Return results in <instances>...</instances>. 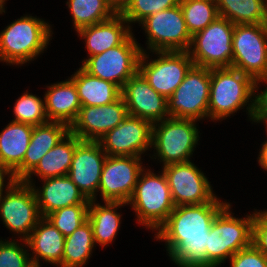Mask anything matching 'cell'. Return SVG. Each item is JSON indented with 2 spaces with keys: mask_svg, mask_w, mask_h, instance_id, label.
Masks as SVG:
<instances>
[{
  "mask_svg": "<svg viewBox=\"0 0 267 267\" xmlns=\"http://www.w3.org/2000/svg\"><path fill=\"white\" fill-rule=\"evenodd\" d=\"M15 240H0V267H29L32 265L28 250Z\"/></svg>",
  "mask_w": 267,
  "mask_h": 267,
  "instance_id": "36",
  "label": "cell"
},
{
  "mask_svg": "<svg viewBox=\"0 0 267 267\" xmlns=\"http://www.w3.org/2000/svg\"><path fill=\"white\" fill-rule=\"evenodd\" d=\"M234 26L228 19L219 16L205 29L195 33L188 49L194 65L207 68L231 67Z\"/></svg>",
  "mask_w": 267,
  "mask_h": 267,
  "instance_id": "7",
  "label": "cell"
},
{
  "mask_svg": "<svg viewBox=\"0 0 267 267\" xmlns=\"http://www.w3.org/2000/svg\"><path fill=\"white\" fill-rule=\"evenodd\" d=\"M70 127L61 122L49 121L33 127L23 162L11 173L13 180H24L38 165L41 158L68 133Z\"/></svg>",
  "mask_w": 267,
  "mask_h": 267,
  "instance_id": "20",
  "label": "cell"
},
{
  "mask_svg": "<svg viewBox=\"0 0 267 267\" xmlns=\"http://www.w3.org/2000/svg\"><path fill=\"white\" fill-rule=\"evenodd\" d=\"M7 174H8L9 179H12L11 174L5 168L0 166V195L2 194V192H4L3 191L4 186H5V184H4L5 177L4 176H6Z\"/></svg>",
  "mask_w": 267,
  "mask_h": 267,
  "instance_id": "41",
  "label": "cell"
},
{
  "mask_svg": "<svg viewBox=\"0 0 267 267\" xmlns=\"http://www.w3.org/2000/svg\"><path fill=\"white\" fill-rule=\"evenodd\" d=\"M144 49L131 35L123 44L83 60L82 68L94 77L112 82L121 89L138 72Z\"/></svg>",
  "mask_w": 267,
  "mask_h": 267,
  "instance_id": "8",
  "label": "cell"
},
{
  "mask_svg": "<svg viewBox=\"0 0 267 267\" xmlns=\"http://www.w3.org/2000/svg\"><path fill=\"white\" fill-rule=\"evenodd\" d=\"M128 115L123 97L100 106H82L70 132L82 141L98 142Z\"/></svg>",
  "mask_w": 267,
  "mask_h": 267,
  "instance_id": "17",
  "label": "cell"
},
{
  "mask_svg": "<svg viewBox=\"0 0 267 267\" xmlns=\"http://www.w3.org/2000/svg\"><path fill=\"white\" fill-rule=\"evenodd\" d=\"M51 32L42 19L21 16L0 32V61L22 65L35 59L47 47Z\"/></svg>",
  "mask_w": 267,
  "mask_h": 267,
  "instance_id": "3",
  "label": "cell"
},
{
  "mask_svg": "<svg viewBox=\"0 0 267 267\" xmlns=\"http://www.w3.org/2000/svg\"><path fill=\"white\" fill-rule=\"evenodd\" d=\"M77 90L82 106H102L121 97V88L116 84L94 77L82 67L70 78Z\"/></svg>",
  "mask_w": 267,
  "mask_h": 267,
  "instance_id": "27",
  "label": "cell"
},
{
  "mask_svg": "<svg viewBox=\"0 0 267 267\" xmlns=\"http://www.w3.org/2000/svg\"><path fill=\"white\" fill-rule=\"evenodd\" d=\"M106 157L99 142L81 141L75 147L68 176L90 201H96L95 197Z\"/></svg>",
  "mask_w": 267,
  "mask_h": 267,
  "instance_id": "18",
  "label": "cell"
},
{
  "mask_svg": "<svg viewBox=\"0 0 267 267\" xmlns=\"http://www.w3.org/2000/svg\"><path fill=\"white\" fill-rule=\"evenodd\" d=\"M15 118L12 121L32 126L49 122L45 110V101L39 97L25 92L14 105Z\"/></svg>",
  "mask_w": 267,
  "mask_h": 267,
  "instance_id": "34",
  "label": "cell"
},
{
  "mask_svg": "<svg viewBox=\"0 0 267 267\" xmlns=\"http://www.w3.org/2000/svg\"><path fill=\"white\" fill-rule=\"evenodd\" d=\"M175 206L200 205L216 196L206 176L191 161L163 166Z\"/></svg>",
  "mask_w": 267,
  "mask_h": 267,
  "instance_id": "14",
  "label": "cell"
},
{
  "mask_svg": "<svg viewBox=\"0 0 267 267\" xmlns=\"http://www.w3.org/2000/svg\"><path fill=\"white\" fill-rule=\"evenodd\" d=\"M157 59L146 62L149 58L141 53L138 72L148 84L163 97L168 99L183 82L187 72L194 65L188 51H155Z\"/></svg>",
  "mask_w": 267,
  "mask_h": 267,
  "instance_id": "12",
  "label": "cell"
},
{
  "mask_svg": "<svg viewBox=\"0 0 267 267\" xmlns=\"http://www.w3.org/2000/svg\"><path fill=\"white\" fill-rule=\"evenodd\" d=\"M141 163V157H106L98 188V192L100 191L104 202L127 203L129 201L137 184L139 174L144 169Z\"/></svg>",
  "mask_w": 267,
  "mask_h": 267,
  "instance_id": "15",
  "label": "cell"
},
{
  "mask_svg": "<svg viewBox=\"0 0 267 267\" xmlns=\"http://www.w3.org/2000/svg\"><path fill=\"white\" fill-rule=\"evenodd\" d=\"M42 189L33 187L42 217L60 208L76 204H89L88 200L68 175L43 179Z\"/></svg>",
  "mask_w": 267,
  "mask_h": 267,
  "instance_id": "21",
  "label": "cell"
},
{
  "mask_svg": "<svg viewBox=\"0 0 267 267\" xmlns=\"http://www.w3.org/2000/svg\"><path fill=\"white\" fill-rule=\"evenodd\" d=\"M259 81L263 83H267V76H262L259 79L255 80L254 82V91H257L259 88H257ZM267 85V84H266ZM254 109H253V115L251 120L254 122H263L265 125L267 124V87L264 89V91L259 93L257 96L254 95ZM267 127V125H266Z\"/></svg>",
  "mask_w": 267,
  "mask_h": 267,
  "instance_id": "39",
  "label": "cell"
},
{
  "mask_svg": "<svg viewBox=\"0 0 267 267\" xmlns=\"http://www.w3.org/2000/svg\"><path fill=\"white\" fill-rule=\"evenodd\" d=\"M66 4L70 9L76 31L104 22L118 13L107 0H69Z\"/></svg>",
  "mask_w": 267,
  "mask_h": 267,
  "instance_id": "31",
  "label": "cell"
},
{
  "mask_svg": "<svg viewBox=\"0 0 267 267\" xmlns=\"http://www.w3.org/2000/svg\"><path fill=\"white\" fill-rule=\"evenodd\" d=\"M76 135L69 132L57 145L50 149L40 160L35 169L23 180L31 185V175L36 174L42 180L68 175L75 147L81 142Z\"/></svg>",
  "mask_w": 267,
  "mask_h": 267,
  "instance_id": "25",
  "label": "cell"
},
{
  "mask_svg": "<svg viewBox=\"0 0 267 267\" xmlns=\"http://www.w3.org/2000/svg\"><path fill=\"white\" fill-rule=\"evenodd\" d=\"M219 16L238 24H267V0H215Z\"/></svg>",
  "mask_w": 267,
  "mask_h": 267,
  "instance_id": "29",
  "label": "cell"
},
{
  "mask_svg": "<svg viewBox=\"0 0 267 267\" xmlns=\"http://www.w3.org/2000/svg\"><path fill=\"white\" fill-rule=\"evenodd\" d=\"M118 12L122 5V0H107Z\"/></svg>",
  "mask_w": 267,
  "mask_h": 267,
  "instance_id": "42",
  "label": "cell"
},
{
  "mask_svg": "<svg viewBox=\"0 0 267 267\" xmlns=\"http://www.w3.org/2000/svg\"><path fill=\"white\" fill-rule=\"evenodd\" d=\"M105 206L91 200L88 207V217L92 230L95 245L105 246L116 237L120 227L121 215L116 212L117 208L127 204L125 202L105 201Z\"/></svg>",
  "mask_w": 267,
  "mask_h": 267,
  "instance_id": "28",
  "label": "cell"
},
{
  "mask_svg": "<svg viewBox=\"0 0 267 267\" xmlns=\"http://www.w3.org/2000/svg\"><path fill=\"white\" fill-rule=\"evenodd\" d=\"M127 113L156 123L169 117L167 99L156 92L137 72L121 89Z\"/></svg>",
  "mask_w": 267,
  "mask_h": 267,
  "instance_id": "19",
  "label": "cell"
},
{
  "mask_svg": "<svg viewBox=\"0 0 267 267\" xmlns=\"http://www.w3.org/2000/svg\"><path fill=\"white\" fill-rule=\"evenodd\" d=\"M94 245L92 226L87 219L71 235L65 237L62 267H83Z\"/></svg>",
  "mask_w": 267,
  "mask_h": 267,
  "instance_id": "30",
  "label": "cell"
},
{
  "mask_svg": "<svg viewBox=\"0 0 267 267\" xmlns=\"http://www.w3.org/2000/svg\"><path fill=\"white\" fill-rule=\"evenodd\" d=\"M232 47V68L254 81L267 76V24L235 25Z\"/></svg>",
  "mask_w": 267,
  "mask_h": 267,
  "instance_id": "10",
  "label": "cell"
},
{
  "mask_svg": "<svg viewBox=\"0 0 267 267\" xmlns=\"http://www.w3.org/2000/svg\"><path fill=\"white\" fill-rule=\"evenodd\" d=\"M180 0H122L119 13L130 23L140 22L146 17L179 5Z\"/></svg>",
  "mask_w": 267,
  "mask_h": 267,
  "instance_id": "33",
  "label": "cell"
},
{
  "mask_svg": "<svg viewBox=\"0 0 267 267\" xmlns=\"http://www.w3.org/2000/svg\"><path fill=\"white\" fill-rule=\"evenodd\" d=\"M140 23L148 36L147 44L151 52L188 51L192 36L180 5L156 12Z\"/></svg>",
  "mask_w": 267,
  "mask_h": 267,
  "instance_id": "13",
  "label": "cell"
},
{
  "mask_svg": "<svg viewBox=\"0 0 267 267\" xmlns=\"http://www.w3.org/2000/svg\"><path fill=\"white\" fill-rule=\"evenodd\" d=\"M33 127L11 121L0 133V166L10 174L23 162Z\"/></svg>",
  "mask_w": 267,
  "mask_h": 267,
  "instance_id": "26",
  "label": "cell"
},
{
  "mask_svg": "<svg viewBox=\"0 0 267 267\" xmlns=\"http://www.w3.org/2000/svg\"><path fill=\"white\" fill-rule=\"evenodd\" d=\"M143 171L127 204H132L140 224L157 231L176 206L164 172L156 175L150 170Z\"/></svg>",
  "mask_w": 267,
  "mask_h": 267,
  "instance_id": "5",
  "label": "cell"
},
{
  "mask_svg": "<svg viewBox=\"0 0 267 267\" xmlns=\"http://www.w3.org/2000/svg\"><path fill=\"white\" fill-rule=\"evenodd\" d=\"M8 180L6 195H0V216L5 227L26 240L42 216L33 187L23 180Z\"/></svg>",
  "mask_w": 267,
  "mask_h": 267,
  "instance_id": "9",
  "label": "cell"
},
{
  "mask_svg": "<svg viewBox=\"0 0 267 267\" xmlns=\"http://www.w3.org/2000/svg\"><path fill=\"white\" fill-rule=\"evenodd\" d=\"M89 204H76L55 210L46 218L66 237L87 220Z\"/></svg>",
  "mask_w": 267,
  "mask_h": 267,
  "instance_id": "35",
  "label": "cell"
},
{
  "mask_svg": "<svg viewBox=\"0 0 267 267\" xmlns=\"http://www.w3.org/2000/svg\"><path fill=\"white\" fill-rule=\"evenodd\" d=\"M125 18L118 12L112 18L77 31L81 38H85L89 57L123 44L133 33Z\"/></svg>",
  "mask_w": 267,
  "mask_h": 267,
  "instance_id": "22",
  "label": "cell"
},
{
  "mask_svg": "<svg viewBox=\"0 0 267 267\" xmlns=\"http://www.w3.org/2000/svg\"><path fill=\"white\" fill-rule=\"evenodd\" d=\"M25 245L31 249L32 264L39 265V258L45 262L62 267L65 236L46 218L42 217L26 240Z\"/></svg>",
  "mask_w": 267,
  "mask_h": 267,
  "instance_id": "23",
  "label": "cell"
},
{
  "mask_svg": "<svg viewBox=\"0 0 267 267\" xmlns=\"http://www.w3.org/2000/svg\"><path fill=\"white\" fill-rule=\"evenodd\" d=\"M259 213L267 220V211L266 210L263 212L261 210V211H259Z\"/></svg>",
  "mask_w": 267,
  "mask_h": 267,
  "instance_id": "44",
  "label": "cell"
},
{
  "mask_svg": "<svg viewBox=\"0 0 267 267\" xmlns=\"http://www.w3.org/2000/svg\"><path fill=\"white\" fill-rule=\"evenodd\" d=\"M29 267H40V265L32 264Z\"/></svg>",
  "mask_w": 267,
  "mask_h": 267,
  "instance_id": "45",
  "label": "cell"
},
{
  "mask_svg": "<svg viewBox=\"0 0 267 267\" xmlns=\"http://www.w3.org/2000/svg\"><path fill=\"white\" fill-rule=\"evenodd\" d=\"M5 1L6 0H0V13L2 14L3 12L5 13V10H4V4H5Z\"/></svg>",
  "mask_w": 267,
  "mask_h": 267,
  "instance_id": "43",
  "label": "cell"
},
{
  "mask_svg": "<svg viewBox=\"0 0 267 267\" xmlns=\"http://www.w3.org/2000/svg\"><path fill=\"white\" fill-rule=\"evenodd\" d=\"M252 245L267 257V220L257 211L252 225Z\"/></svg>",
  "mask_w": 267,
  "mask_h": 267,
  "instance_id": "38",
  "label": "cell"
},
{
  "mask_svg": "<svg viewBox=\"0 0 267 267\" xmlns=\"http://www.w3.org/2000/svg\"><path fill=\"white\" fill-rule=\"evenodd\" d=\"M210 68L193 65L183 82L167 99L169 117L208 118Z\"/></svg>",
  "mask_w": 267,
  "mask_h": 267,
  "instance_id": "11",
  "label": "cell"
},
{
  "mask_svg": "<svg viewBox=\"0 0 267 267\" xmlns=\"http://www.w3.org/2000/svg\"><path fill=\"white\" fill-rule=\"evenodd\" d=\"M254 82L250 76L232 67L210 68L208 117L211 120L230 117L250 100L251 103L246 107L252 118V96L256 94Z\"/></svg>",
  "mask_w": 267,
  "mask_h": 267,
  "instance_id": "2",
  "label": "cell"
},
{
  "mask_svg": "<svg viewBox=\"0 0 267 267\" xmlns=\"http://www.w3.org/2000/svg\"><path fill=\"white\" fill-rule=\"evenodd\" d=\"M230 262L231 267H267V257L253 245L236 252Z\"/></svg>",
  "mask_w": 267,
  "mask_h": 267,
  "instance_id": "37",
  "label": "cell"
},
{
  "mask_svg": "<svg viewBox=\"0 0 267 267\" xmlns=\"http://www.w3.org/2000/svg\"><path fill=\"white\" fill-rule=\"evenodd\" d=\"M230 206L228 203L217 214L208 233L206 267L219 266L239 250L252 245V225L256 213L238 219L232 216Z\"/></svg>",
  "mask_w": 267,
  "mask_h": 267,
  "instance_id": "4",
  "label": "cell"
},
{
  "mask_svg": "<svg viewBox=\"0 0 267 267\" xmlns=\"http://www.w3.org/2000/svg\"><path fill=\"white\" fill-rule=\"evenodd\" d=\"M260 151L261 152L259 153L260 155L258 157V159H259L258 162L261 165V167L264 168V170L267 171V140L265 142H263Z\"/></svg>",
  "mask_w": 267,
  "mask_h": 267,
  "instance_id": "40",
  "label": "cell"
},
{
  "mask_svg": "<svg viewBox=\"0 0 267 267\" xmlns=\"http://www.w3.org/2000/svg\"><path fill=\"white\" fill-rule=\"evenodd\" d=\"M160 122V123H159ZM153 123L152 146L163 166L190 161L199 141L196 120L167 117Z\"/></svg>",
  "mask_w": 267,
  "mask_h": 267,
  "instance_id": "6",
  "label": "cell"
},
{
  "mask_svg": "<svg viewBox=\"0 0 267 267\" xmlns=\"http://www.w3.org/2000/svg\"><path fill=\"white\" fill-rule=\"evenodd\" d=\"M227 204L216 197L200 205L176 206L157 229L155 238L166 242L169 256L178 267H206L208 233Z\"/></svg>",
  "mask_w": 267,
  "mask_h": 267,
  "instance_id": "1",
  "label": "cell"
},
{
  "mask_svg": "<svg viewBox=\"0 0 267 267\" xmlns=\"http://www.w3.org/2000/svg\"><path fill=\"white\" fill-rule=\"evenodd\" d=\"M152 126L151 122L128 114L98 142L107 156L141 157L149 147L152 148Z\"/></svg>",
  "mask_w": 267,
  "mask_h": 267,
  "instance_id": "16",
  "label": "cell"
},
{
  "mask_svg": "<svg viewBox=\"0 0 267 267\" xmlns=\"http://www.w3.org/2000/svg\"><path fill=\"white\" fill-rule=\"evenodd\" d=\"M47 87L44 101L49 121L61 122L71 127L82 107L74 82L68 79Z\"/></svg>",
  "mask_w": 267,
  "mask_h": 267,
  "instance_id": "24",
  "label": "cell"
},
{
  "mask_svg": "<svg viewBox=\"0 0 267 267\" xmlns=\"http://www.w3.org/2000/svg\"><path fill=\"white\" fill-rule=\"evenodd\" d=\"M179 5L191 36L205 29L219 17L215 0H180Z\"/></svg>",
  "mask_w": 267,
  "mask_h": 267,
  "instance_id": "32",
  "label": "cell"
}]
</instances>
